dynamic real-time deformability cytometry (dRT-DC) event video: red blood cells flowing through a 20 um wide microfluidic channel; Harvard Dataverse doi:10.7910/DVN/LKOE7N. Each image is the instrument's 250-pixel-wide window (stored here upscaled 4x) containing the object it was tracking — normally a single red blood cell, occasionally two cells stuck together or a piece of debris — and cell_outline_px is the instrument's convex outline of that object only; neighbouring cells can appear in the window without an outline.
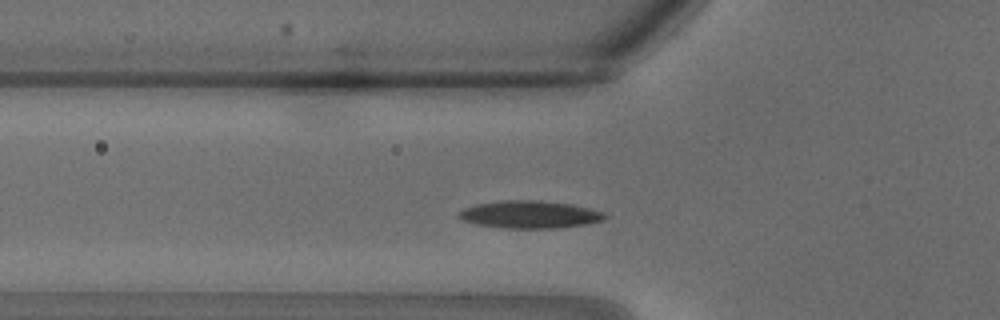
{"species": "common noctule bat (a hibernating species)", "species_latin": "Nyctalus noctula", "temperature_condition": "warm", "stored_images_in_passage": 26, "camera_frame_rate_fps": 3000, "um_per_image_px": 0.085, "animal": {"sex": "male", "body_mass_g": 18.8}, "frame": {"image": 1, "passage_image": 5, "time_ms": 1.333, "image_size_px": [1000, 320], "cell_outline_px": [[608, 216], [604, 220], [584, 224], [556, 228], [504, 228], [476, 224], [464, 220], [460, 216], [460, 212], [464, 208], [476, 204], [500, 200], [540, 200], [572, 204], [604, 212]], "centroid_in_image_um": [45.06, 18.22], "position_along_channel_um": 80.7, "area_um2": 23.29}}
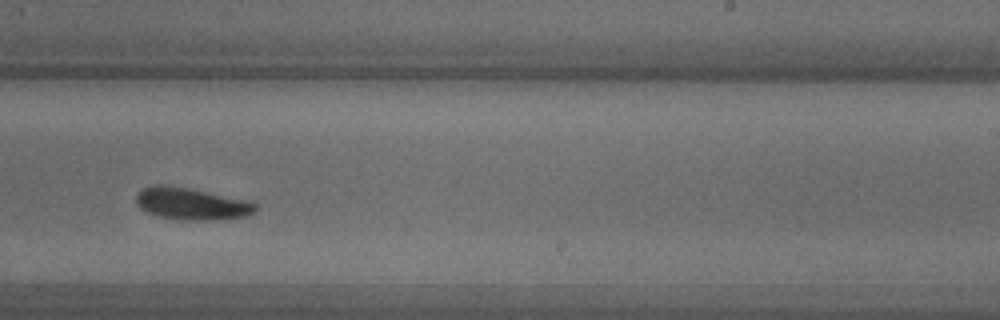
{"frame": {"image": 2, "passage_image": 14, "time_ms": 4.333, "image_size_px": [1000, 320], "cell_outline_px": [[260, 204], [252, 212], [244, 216], [216, 220], [180, 220], [156, 216], [140, 208], [136, 204], [136, 196], [144, 188], [152, 184], [160, 184], [188, 188], [252, 200]], "centroid_in_image_um": [16.3, 17.32], "position_along_channel_um": 272.7, "area_um2": 22.48}}
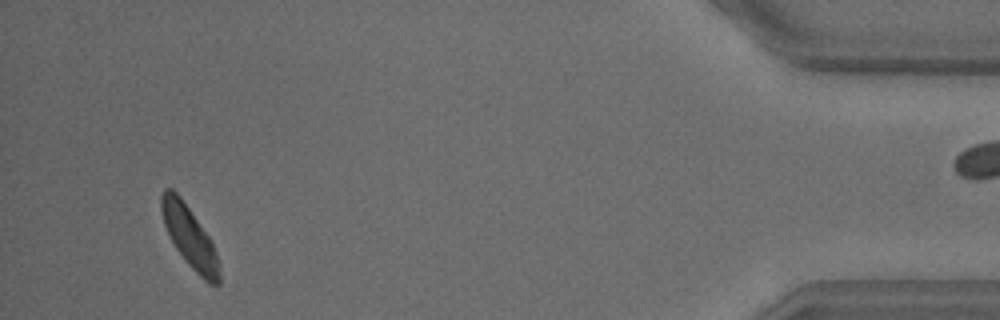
{"frame": {"image": 3, "passage_image": 24, "time_ms": 7.667, "image_size_px": [1000, 320], "cell_outline_px": [[220, 284], [208, 284], [188, 264], [176, 248], [164, 224], [160, 208], [160, 196], [164, 188], [172, 188], [180, 196], [212, 240], [216, 252], [220, 272]], "centroid_in_image_um": [16.12, 20.12], "position_along_channel_um": 419.1, "area_um2": 20.52}}